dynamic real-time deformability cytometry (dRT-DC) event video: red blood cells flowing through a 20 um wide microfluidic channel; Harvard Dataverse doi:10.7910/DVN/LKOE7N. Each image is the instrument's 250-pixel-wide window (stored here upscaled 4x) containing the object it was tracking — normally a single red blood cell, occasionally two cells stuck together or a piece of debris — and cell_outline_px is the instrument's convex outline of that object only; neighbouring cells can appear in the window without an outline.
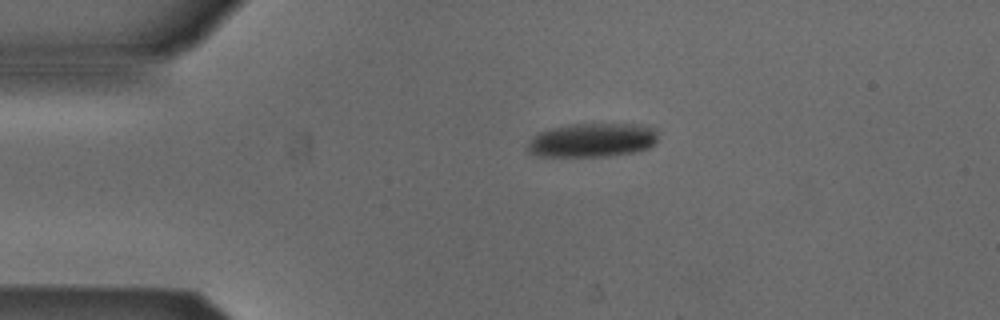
{"species": "Egyptian fruit bat (a non-hibernating species)", "species_latin": "Rousettus aegyptiacus", "temperature_condition": "cold", "stored_images_in_passage": 43, "camera_frame_rate_fps": 3000, "um_per_image_px": 0.085, "animal": {"sex": "male"}, "frame": {"image": 1, "passage_image": 1, "time_ms": 0.0, "image_size_px": [1000, 320], "cell_outline_px": [[656, 140], [648, 148], [632, 152], [608, 156], [540, 156], [528, 152], [528, 144], [532, 136], [536, 132], [548, 128], [568, 124], [640, 124], [656, 128]], "centroid_in_image_um": [50.3, 11.89], "position_along_channel_um": 34.7, "area_um2": 25.89}}
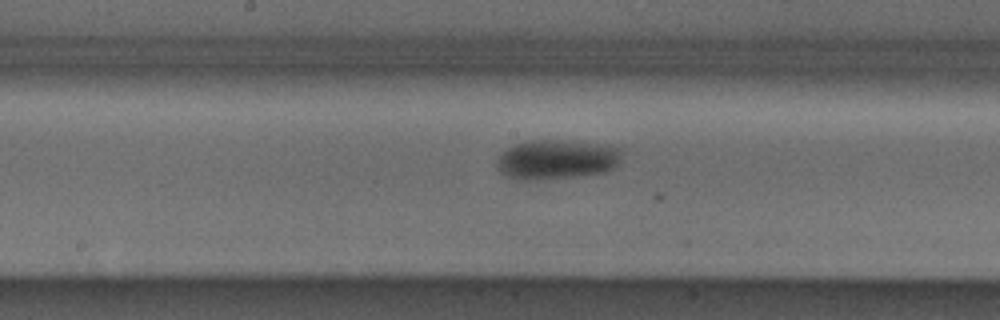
{"frame": {"image": 2, "passage_image": 17, "time_ms": 5.333, "image_size_px": [1000, 320], "cell_outline_px": [[620, 160], [616, 168], [604, 172], [576, 176], [528, 180], [524, 180], [504, 176], [500, 172], [496, 160], [508, 148], [516, 144], [532, 140], [564, 140], [612, 144], [620, 148]], "centroid_in_image_um": [47.37, 13.54], "position_along_channel_um": 200.8, "area_um2": 28.9}}
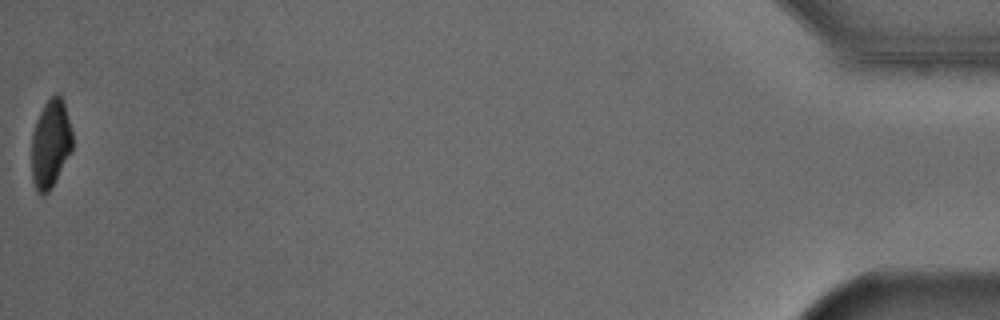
{"frame": {"image": 3, "passage_image": 43, "time_ms": 14.0, "image_size_px": [1000, 320], "cell_outline_px": [[72, 152], [48, 192], [44, 196], [40, 196], [36, 192], [32, 180], [32, 132], [36, 120], [44, 104], [56, 92], [60, 92], [64, 100], [72, 132]], "centroid_in_image_um": [4.3, 12.21], "position_along_channel_um": 430.9, "area_um2": 21.33}, "authors_computed_cell_mechanics": {"area_um2": 27.5128, "velocity_mm_per_s": 3.8524, "shape_relaxation_time_tau1_ms": 3.3887, "shape_relaxation_time_tau2_ms": null, "deformation_change_tau1": 0.1058, "deformation_change_tau2": null}}